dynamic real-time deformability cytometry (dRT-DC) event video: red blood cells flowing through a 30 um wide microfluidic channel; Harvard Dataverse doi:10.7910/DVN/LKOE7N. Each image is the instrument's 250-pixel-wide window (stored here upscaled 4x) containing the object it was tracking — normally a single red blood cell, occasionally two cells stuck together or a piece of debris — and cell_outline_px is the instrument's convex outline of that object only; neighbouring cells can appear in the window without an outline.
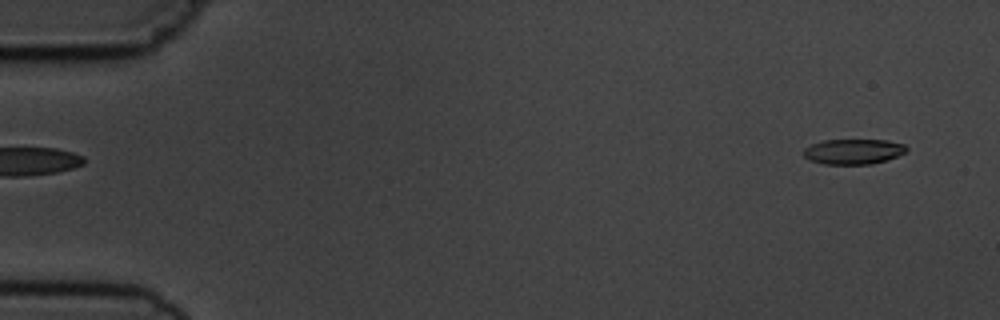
{"species": "common noctule bat (a hibernating species)", "species_latin": "Nyctalus noctula", "temperature_condition": "cold", "stored_images_in_passage": 4, "camera_frame_rate_fps": 3000, "um_per_image_px": 0.085, "animal": {"sex": "male", "body_mass_g": 19.5, "forearm_length_mm": 54.6}, "frame": {"image": 1, "passage_image": 1, "time_ms": 0.0, "image_size_px": [1000, 320], "cell_outline_px": [[908, 152], [872, 164], [824, 164], [812, 160], [804, 156], [804, 148], [812, 144], [824, 140], [888, 140], [904, 144], [908, 148]], "centroid_in_image_um": [72.57, 12.87], "position_along_channel_um": 12.4, "area_um2": 15.03}}
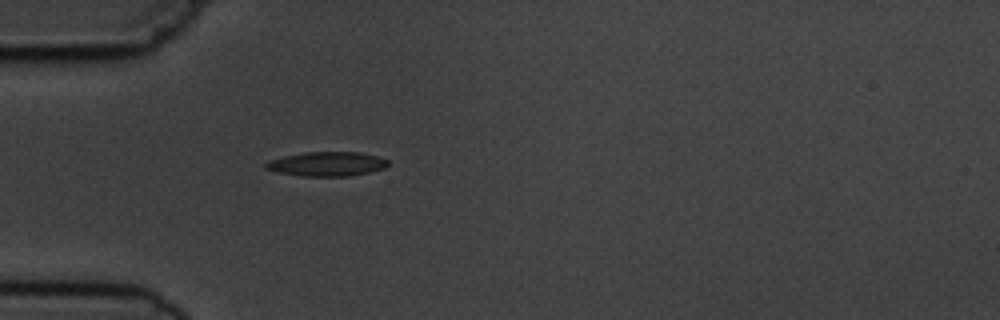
{"frame": {"image": 2, "passage_image": 4, "time_ms": 4.333, "image_size_px": [1000, 320], "cell_outline_px": [[388, 164], [384, 168], [368, 172], [348, 176], [300, 176], [276, 172], [264, 168], [264, 164], [268, 160], [284, 156], [304, 152], [360, 152], [376, 156], [388, 160]], "centroid_in_image_um": [27.73, 13.93], "position_along_channel_um": 57.3, "area_um2": 17.34}}